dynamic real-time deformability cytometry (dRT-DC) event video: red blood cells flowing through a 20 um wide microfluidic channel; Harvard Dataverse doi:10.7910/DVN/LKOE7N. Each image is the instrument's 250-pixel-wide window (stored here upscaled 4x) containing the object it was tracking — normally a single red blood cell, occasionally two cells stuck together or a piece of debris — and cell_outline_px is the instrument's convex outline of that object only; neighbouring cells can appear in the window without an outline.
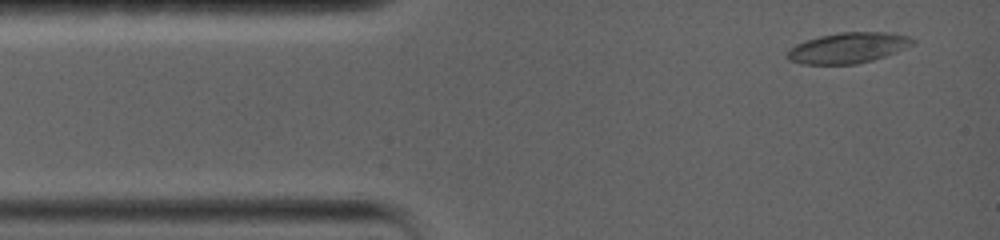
{"species": "common noctule bat (a hibernating species)", "species_latin": "Nyctalus noctula", "temperature_condition": "warm", "stored_images_in_passage": 25, "camera_frame_rate_fps": 5000, "um_per_image_px": 0.085, "animal": {"sex": "female", "body_mass_g": 19.0, "forearm_length_mm": 56.7}, "frame": {"image": 1, "passage_image": 2, "time_ms": 0.4, "image_size_px": [1000, 240], "cell_outline_px": [[916, 44], [896, 52], [872, 60], [856, 64], [800, 64], [788, 60], [788, 48], [796, 44], [820, 36], [840, 32], [892, 32], [908, 36], [916, 40]], "centroid_in_image_um": [72.12, 4.06], "position_along_channel_um": 12.9, "area_um2": 22.43}}
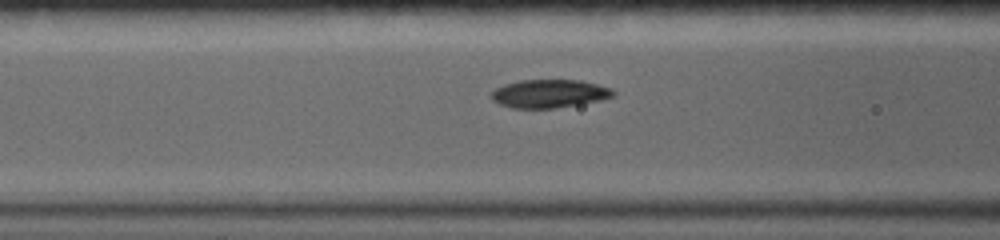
{"frame": {"image": 2, "passage_image": 15, "time_ms": 5.0, "image_size_px": [1000, 240], "cell_outline_px": [[616, 96], [600, 100], [580, 104], [556, 108], [512, 108], [500, 104], [492, 100], [492, 92], [496, 88], [504, 84], [520, 80], [580, 80], [612, 88], [616, 92]], "centroid_in_image_um": [46.72, 7.96], "position_along_channel_um": 119.9, "area_um2": 20.11}}
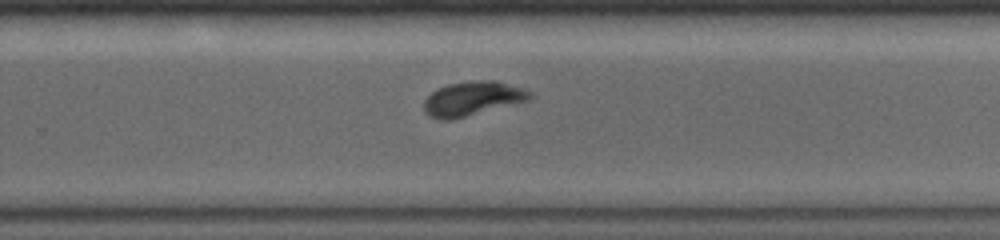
{"frame": {"image": 3, "passage_image": 25, "time_ms": 9.8, "image_size_px": [1000, 240], "cell_outline_px": [[532, 96], [528, 100], [452, 120], [440, 120], [428, 116], [424, 112], [424, 100], [432, 92], [448, 84], [472, 80], [496, 80], [524, 88], [532, 92]], "centroid_in_image_um": [40.15, 8.38], "position_along_channel_um": 289.7, "area_um2": 21.15}}